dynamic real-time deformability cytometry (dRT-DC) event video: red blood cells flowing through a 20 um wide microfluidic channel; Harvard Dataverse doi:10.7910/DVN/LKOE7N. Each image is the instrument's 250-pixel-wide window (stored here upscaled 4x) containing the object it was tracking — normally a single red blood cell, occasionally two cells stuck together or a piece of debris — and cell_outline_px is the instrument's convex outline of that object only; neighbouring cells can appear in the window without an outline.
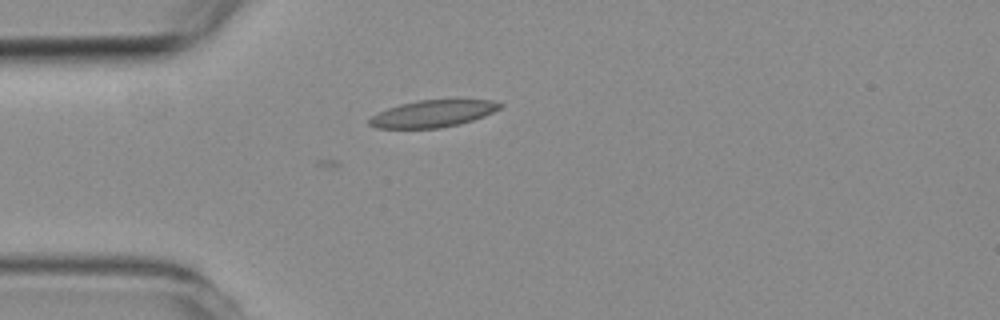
{"species": "common noctule bat (a hibernating species)", "species_latin": "Nyctalus noctula", "temperature_condition": "room temperature", "stored_images_in_passage": 5, "camera_frame_rate_fps": 3000, "um_per_image_px": 0.085, "animal": {"sex": "female", "body_mass_g": 19.3, "forearm_length_mm": 54.1}, "frame": {"image": 1, "passage_image": 5, "time_ms": 5.333, "image_size_px": [1000, 320], "cell_outline_px": [[504, 104], [500, 108], [484, 116], [472, 120], [440, 128], [376, 128], [368, 124], [368, 120], [372, 116], [388, 108], [400, 104], [420, 100], [492, 100]], "centroid_in_image_um": [36.78, 9.66], "position_along_channel_um": 48.2, "area_um2": 20.23}}